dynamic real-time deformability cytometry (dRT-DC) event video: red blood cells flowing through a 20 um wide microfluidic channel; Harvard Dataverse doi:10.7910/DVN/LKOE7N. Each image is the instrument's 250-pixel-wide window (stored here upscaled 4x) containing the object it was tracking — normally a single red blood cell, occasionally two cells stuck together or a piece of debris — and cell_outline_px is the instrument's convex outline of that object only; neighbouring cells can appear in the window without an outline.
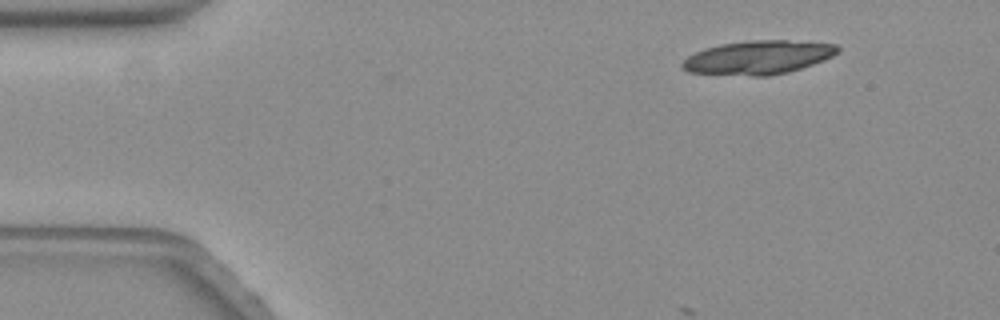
{"species": "common noctule bat (a hibernating species)", "species_latin": "Nyctalus noctula", "temperature_condition": "warm", "stored_images_in_passage": 3, "camera_frame_rate_fps": 3000, "um_per_image_px": 0.085, "animal": {"sex": "female", "body_mass_g": 19.3, "forearm_length_mm": 54.1}, "frame": {"image": 1, "passage_image": 1, "time_ms": 0.0, "image_size_px": [1000, 320], "cell_outline_px": [[840, 52], [824, 60], [788, 72], [768, 76], [752, 76], [688, 72], [680, 64], [688, 56], [704, 48], [720, 44], [748, 40], [788, 40], [836, 44], [840, 48]], "centroid_in_image_um": [64.46, 4.87], "position_along_channel_um": 20.5, "area_um2": 30.52}}